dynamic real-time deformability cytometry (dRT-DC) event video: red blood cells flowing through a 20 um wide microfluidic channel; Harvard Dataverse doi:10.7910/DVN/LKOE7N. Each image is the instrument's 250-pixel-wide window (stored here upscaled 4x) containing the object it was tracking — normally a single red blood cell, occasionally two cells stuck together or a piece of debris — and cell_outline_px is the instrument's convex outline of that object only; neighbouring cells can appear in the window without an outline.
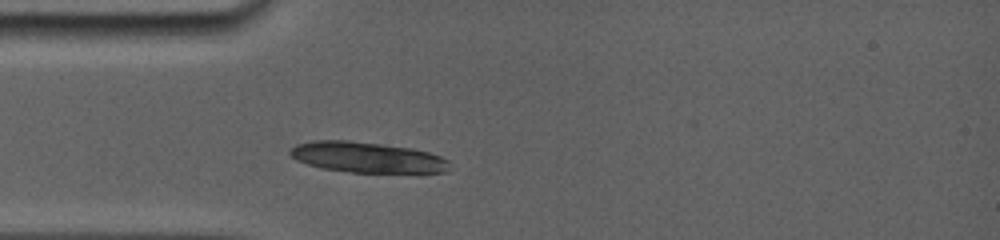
{"species": "common noctule bat (a hibernating species)", "species_latin": "Nyctalus noctula", "temperature_condition": "room temperature", "stored_images_in_passage": 1, "camera_frame_rate_fps": 5000, "um_per_image_px": 0.085, "animal": {"sex": "female", "body_mass_g": 19.0, "forearm_length_mm": 56.7}, "frame": {"image": 1, "passage_image": 1, "time_ms": 0.0, "image_size_px": [1000, 240], "cell_outline_px": [[448, 160], [444, 172], [420, 176], [352, 172], [320, 168], [296, 160], [288, 152], [292, 148], [300, 144], [320, 140], [344, 140], [408, 148], [428, 152], [440, 156]], "centroid_in_image_um": [31.3, 13.44], "position_along_channel_um": 53.7, "area_um2": 28.9}}